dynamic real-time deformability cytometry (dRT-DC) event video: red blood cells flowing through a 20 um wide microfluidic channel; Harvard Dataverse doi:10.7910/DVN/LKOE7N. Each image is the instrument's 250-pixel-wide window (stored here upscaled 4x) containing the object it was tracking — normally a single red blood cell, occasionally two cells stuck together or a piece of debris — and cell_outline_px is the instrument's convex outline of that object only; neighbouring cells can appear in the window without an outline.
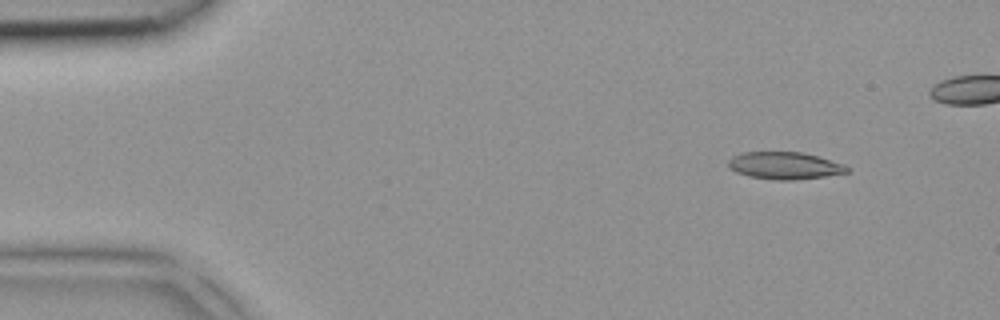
{"species": "common noctule bat (a hibernating species)", "species_latin": "Nyctalus noctula", "temperature_condition": "room temperature", "stored_images_in_passage": 5, "camera_frame_rate_fps": 3000, "um_per_image_px": 0.085, "animal": {"sex": "female", "body_mass_g": 18.4}, "frame": {"image": 1, "passage_image": 2, "time_ms": 0.333, "image_size_px": [1000, 320], "cell_outline_px": [[852, 168], [848, 172], [824, 176], [788, 180], [776, 180], [748, 176], [736, 172], [728, 168], [728, 160], [732, 156], [744, 152], [804, 152], [844, 164]], "centroid_in_image_um": [66.68, 14.07], "position_along_channel_um": 18.3, "area_um2": 18.84}}